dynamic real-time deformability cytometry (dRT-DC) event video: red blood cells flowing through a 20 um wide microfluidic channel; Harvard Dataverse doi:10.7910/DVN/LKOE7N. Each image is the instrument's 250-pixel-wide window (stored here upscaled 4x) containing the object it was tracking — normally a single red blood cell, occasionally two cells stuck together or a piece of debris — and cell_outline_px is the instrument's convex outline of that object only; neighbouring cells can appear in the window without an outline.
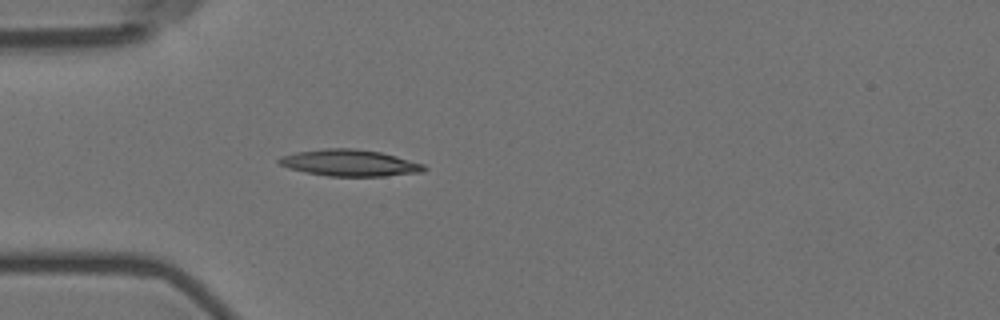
{"species": "Egyptian fruit bat (a non-hibernating species)", "species_latin": "Rousettus aegyptiacus", "temperature_condition": "room temperature", "stored_images_in_passage": 5, "camera_frame_rate_fps": 3000, "um_per_image_px": 0.085, "animal": {"sex": "female"}, "frame": {"image": 1, "passage_image": 5, "time_ms": 4.667, "image_size_px": [1000, 320], "cell_outline_px": [[428, 168], [424, 172], [384, 176], [328, 176], [288, 168], [280, 164], [276, 160], [280, 156], [296, 152], [324, 148], [352, 148], [380, 152], [396, 156], [424, 164]], "centroid_in_image_um": [29.73, 13.84], "position_along_channel_um": 55.3, "area_um2": 22.43}}